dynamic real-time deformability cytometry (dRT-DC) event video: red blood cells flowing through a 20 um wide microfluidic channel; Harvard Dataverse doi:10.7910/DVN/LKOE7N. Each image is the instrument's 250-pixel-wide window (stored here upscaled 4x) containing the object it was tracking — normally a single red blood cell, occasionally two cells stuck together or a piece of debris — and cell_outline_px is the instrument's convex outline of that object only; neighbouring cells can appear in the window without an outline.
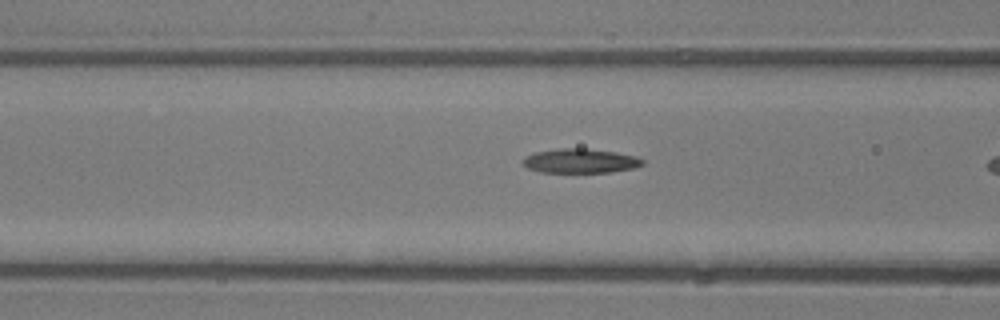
{"species": "common noctule bat (a hibernating species)", "species_latin": "Nyctalus noctula", "temperature_condition": "room temperature", "stored_images_in_passage": 7, "camera_frame_rate_fps": 3000, "um_per_image_px": 0.085, "animal": {"sex": "male", "body_mass_g": 13.3}, "frame": {"image": 1, "passage_image": 6, "time_ms": 1.667, "image_size_px": [1000, 320], "cell_outline_px": [[644, 164], [636, 168], [612, 172], [540, 172], [528, 168], [524, 164], [524, 156], [536, 152], [556, 148], [584, 148], [616, 152], [636, 156], [644, 160]], "centroid_in_image_um": [49.37, 13.67], "position_along_channel_um": 117.2, "area_um2": 17.05}}